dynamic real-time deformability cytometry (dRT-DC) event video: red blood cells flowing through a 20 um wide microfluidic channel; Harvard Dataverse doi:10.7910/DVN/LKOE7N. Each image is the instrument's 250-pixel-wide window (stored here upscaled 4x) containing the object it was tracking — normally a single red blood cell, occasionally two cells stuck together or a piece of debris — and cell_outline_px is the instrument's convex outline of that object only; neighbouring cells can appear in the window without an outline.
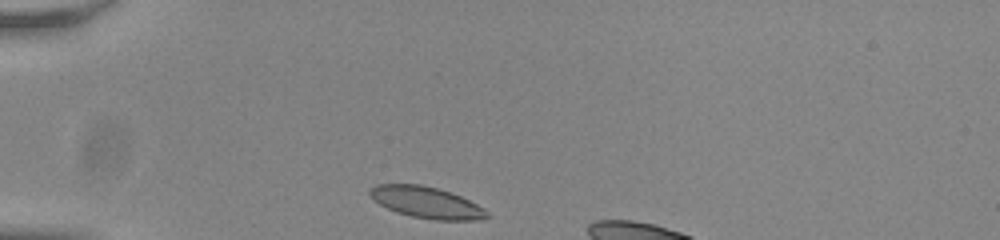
{"species": "common noctule bat (a hibernating species)", "species_latin": "Nyctalus noctula", "temperature_condition": "room temperature", "stored_images_in_passage": 8, "camera_frame_rate_fps": 3000, "um_per_image_px": 0.085, "animal": {"sex": "male", "body_mass_g": 20.0, "forearm_length_mm": 53.3}, "frame": {"image": 1, "passage_image": 1, "time_ms": 0.0, "image_size_px": [1000, 240], "cell_outline_px": [[488, 216], [472, 220], [436, 220], [412, 216], [396, 212], [380, 204], [368, 192], [368, 188], [376, 184], [420, 184], [436, 188], [460, 196], [484, 208], [488, 212]], "centroid_in_image_um": [36.21, 17.2], "position_along_channel_um": 48.8, "area_um2": 21.04}}
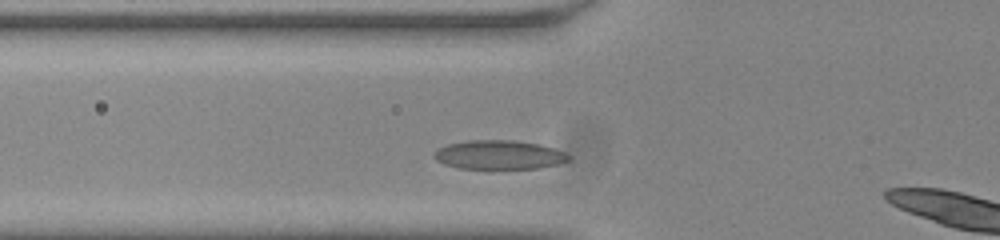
{"frame": {"image": 2, "passage_image": 6, "time_ms": 1.667, "image_size_px": [1000, 240], "cell_outline_px": [[572, 156], [568, 160], [556, 164], [536, 168], [460, 168], [444, 164], [436, 160], [432, 156], [440, 148], [448, 144], [468, 140], [512, 140], [540, 144], [556, 148]], "centroid_in_image_um": [42.43, 13.15], "position_along_channel_um": 83.4, "area_um2": 22.54}}